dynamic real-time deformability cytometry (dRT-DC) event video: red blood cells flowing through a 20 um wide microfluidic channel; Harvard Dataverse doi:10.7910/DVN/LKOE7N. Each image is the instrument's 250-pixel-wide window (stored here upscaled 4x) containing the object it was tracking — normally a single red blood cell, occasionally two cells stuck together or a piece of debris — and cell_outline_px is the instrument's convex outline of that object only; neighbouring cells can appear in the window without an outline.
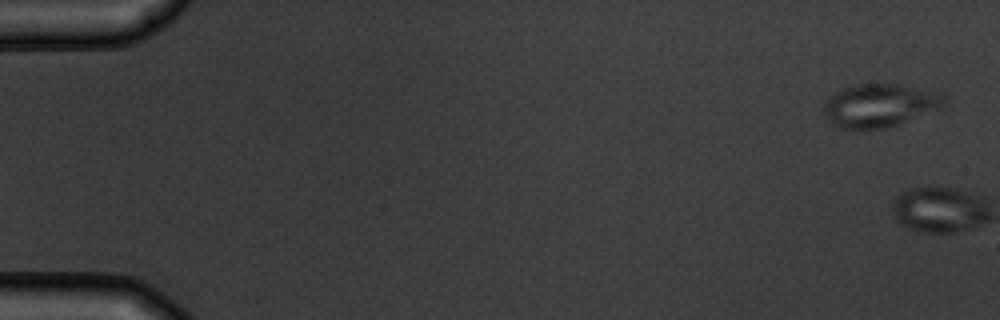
{"species": "common noctule bat (a hibernating species)", "species_latin": "Nyctalus noctula", "temperature_condition": "warm", "stored_images_in_passage": 6, "camera_frame_rate_fps": 3000, "um_per_image_px": 0.085, "animal": {"sex": "male", "body_mass_g": 19.5, "forearm_length_mm": 54.6}, "frame": {"image": 1, "passage_image": 1, "time_ms": 0.0, "image_size_px": [1000, 320], "cell_outline_px": [[948, 104], [944, 108], [888, 128], [840, 128], [832, 124], [824, 116], [824, 104], [836, 92], [852, 84], [900, 84], [944, 92], [948, 96]], "centroid_in_image_um": [74.91, 8.95], "position_along_channel_um": 10.1, "area_um2": 30.92}}